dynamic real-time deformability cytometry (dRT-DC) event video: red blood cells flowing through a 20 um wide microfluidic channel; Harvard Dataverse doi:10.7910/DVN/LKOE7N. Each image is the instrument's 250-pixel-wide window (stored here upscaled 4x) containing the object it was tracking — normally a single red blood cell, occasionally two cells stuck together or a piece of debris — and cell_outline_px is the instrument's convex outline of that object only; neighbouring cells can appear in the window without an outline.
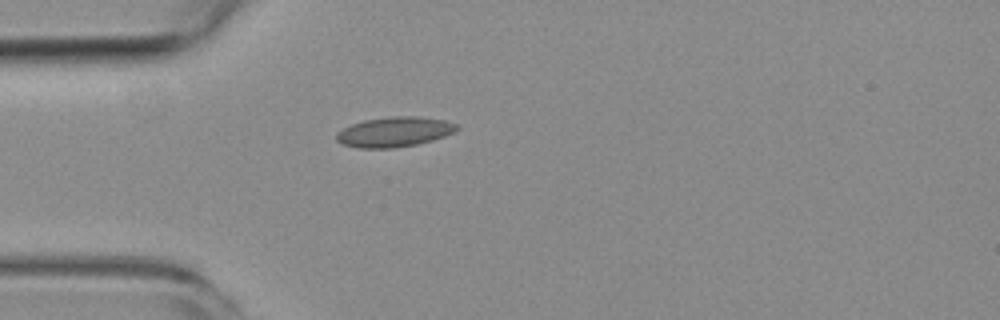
{"species": "common noctule bat (a hibernating species)", "species_latin": "Nyctalus noctula", "temperature_condition": "room temperature", "stored_images_in_passage": 1, "camera_frame_rate_fps": 3000, "um_per_image_px": 0.085, "animal": {"sex": "female", "body_mass_g": 19.3, "forearm_length_mm": 54.1}, "frame": {"image": 1, "passage_image": 1, "time_ms": 0.0, "image_size_px": [1000, 320], "cell_outline_px": [[460, 128], [444, 136], [432, 140], [416, 144], [392, 148], [356, 148], [344, 144], [336, 140], [336, 132], [352, 124], [364, 120], [392, 116], [416, 116], [444, 120], [456, 124]], "centroid_in_image_um": [33.5, 11.21], "position_along_channel_um": 51.5, "area_um2": 20.87}}